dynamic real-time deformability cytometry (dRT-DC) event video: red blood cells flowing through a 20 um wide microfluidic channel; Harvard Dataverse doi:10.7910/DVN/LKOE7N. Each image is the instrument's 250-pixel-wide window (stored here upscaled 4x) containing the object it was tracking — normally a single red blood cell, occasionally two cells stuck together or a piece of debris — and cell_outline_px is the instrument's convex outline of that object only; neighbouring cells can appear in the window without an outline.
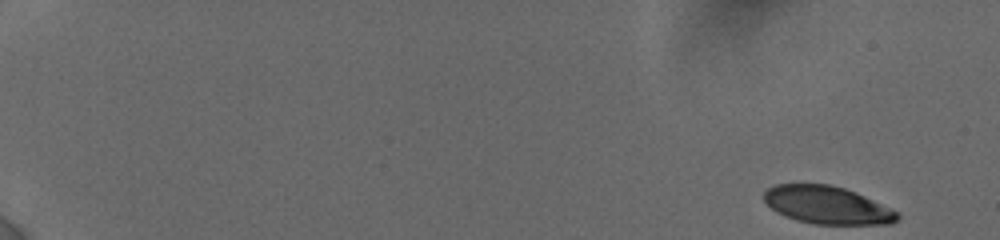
{"species": "human", "species_latin": "Homo sapiens", "temperature_condition": "cold", "stored_images_in_passage": 58, "camera_frame_rate_fps": 3000, "um_per_image_px": 0.085, "donor": {"sex": "female"}, "frame": {"image": 1, "passage_image": 1, "time_ms": 0.0, "image_size_px": [1000, 240], "cell_outline_px": [[900, 220], [892, 224], [816, 224], [796, 220], [784, 216], [776, 212], [764, 200], [764, 192], [768, 188], [776, 184], [828, 184], [844, 188], [856, 192], [900, 212]], "centroid_in_image_um": [70.35, 17.44], "position_along_channel_um": 14.6, "area_um2": 29.48}}
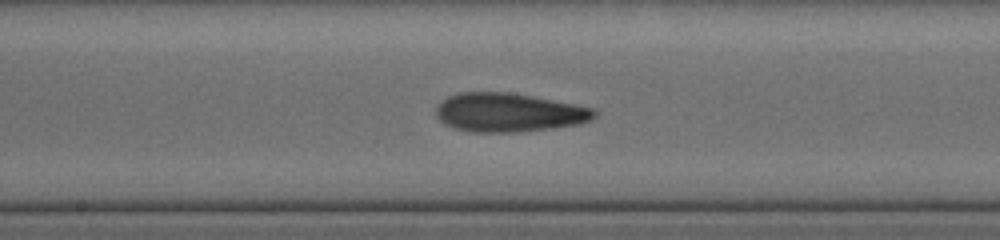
{"frame": {"image": 2, "passage_image": 33, "time_ms": 10.0, "image_size_px": [1000, 240], "cell_outline_px": [[596, 116], [592, 120], [580, 124], [516, 132], [468, 132], [452, 128], [444, 124], [436, 116], [436, 108], [448, 96], [460, 92], [508, 92], [532, 96], [596, 108]], "centroid_in_image_um": [43.25, 9.56], "position_along_channel_um": 205.0, "area_um2": 35.84}}
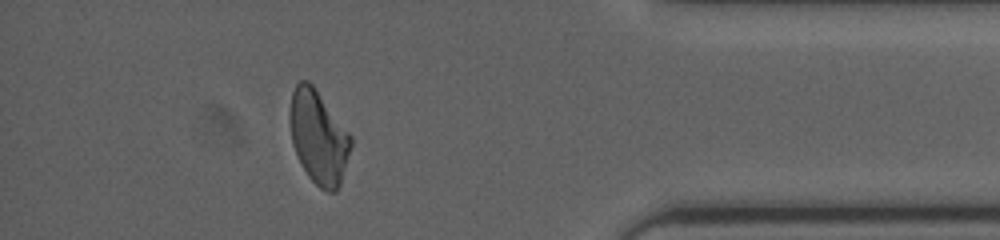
{"frame": {"image": 3, "passage_image": 53, "time_ms": 16.0, "image_size_px": [1000, 240], "cell_outline_px": [[352, 144], [340, 184], [336, 192], [328, 192], [320, 188], [308, 176], [292, 144], [288, 120], [288, 112], [292, 92], [296, 84], [300, 80], [308, 80], [312, 84], [352, 136]], "centroid_in_image_um": [27.05, 11.64], "position_along_channel_um": 408.2, "area_um2": 33.18}, "authors_computed_cell_mechanics": {"area_um2": 33.5818, "velocity_mm_per_s": 3.8329, "shape_relaxation_time_tau1_ms": 4.7153, "shape_relaxation_time_tau2_ms": 2.8438, "deformation_change_tau1": 0.1887, "deformation_change_tau2": 0.0965}}